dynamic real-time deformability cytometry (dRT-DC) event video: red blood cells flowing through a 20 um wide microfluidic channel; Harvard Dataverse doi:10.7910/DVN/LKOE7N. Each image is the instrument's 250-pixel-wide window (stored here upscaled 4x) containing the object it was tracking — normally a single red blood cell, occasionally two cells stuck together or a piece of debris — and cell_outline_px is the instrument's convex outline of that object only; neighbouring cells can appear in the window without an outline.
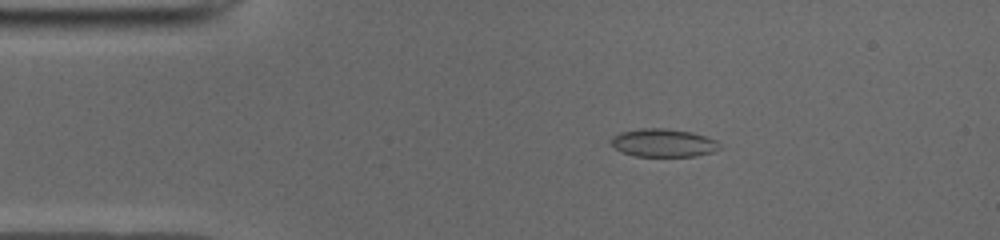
{"species": "common noctule bat (a hibernating species)", "species_latin": "Nyctalus noctula", "temperature_condition": "cold", "stored_images_in_passage": 42, "camera_frame_rate_fps": 3000, "um_per_image_px": 0.085, "animal": {"sex": "male", "body_mass_g": 19.0, "forearm_length_mm": 50.8}, "frame": {"image": 1, "passage_image": 1, "time_ms": 0.0, "image_size_px": [1000, 240], "cell_outline_px": [[720, 148], [712, 152], [696, 156], [636, 156], [620, 152], [612, 144], [612, 136], [620, 132], [640, 128], [664, 128], [692, 132], [716, 140], [720, 144]], "centroid_in_image_um": [56.38, 12.14], "position_along_channel_um": 28.6, "area_um2": 17.74}}
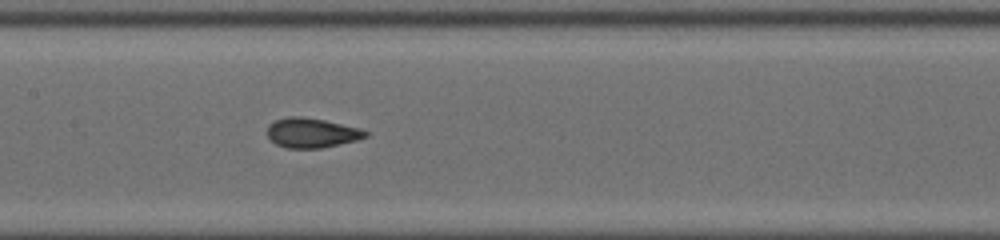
{"frame": {"image": 2, "passage_image": 16, "time_ms": 5.0, "image_size_px": [1000, 240], "cell_outline_px": [[368, 136], [356, 140], [340, 144], [320, 148], [284, 148], [276, 144], [268, 136], [268, 124], [276, 120], [292, 116], [300, 116], [324, 120], [360, 128], [368, 132]], "centroid_in_image_um": [26.49, 11.29], "position_along_channel_um": 180.9, "area_um2": 16.88}}
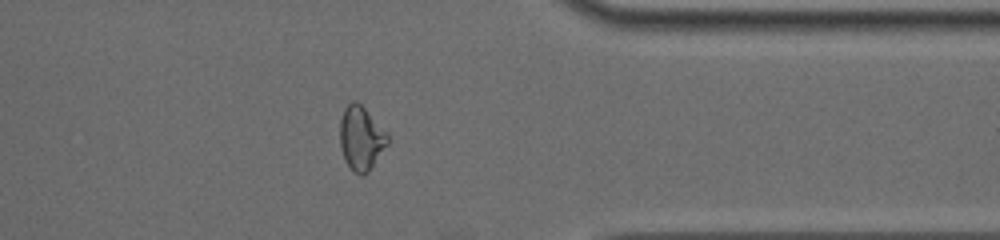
{"frame": {"image": 3, "passage_image": 32, "time_ms": 10.333, "image_size_px": [1000, 240], "cell_outline_px": [[388, 144], [368, 172], [364, 176], [360, 176], [352, 172], [344, 160], [340, 148], [340, 120], [344, 108], [352, 100], [356, 100], [388, 132]], "centroid_in_image_um": [30.68, 11.77], "position_along_channel_um": 380.7, "area_um2": 18.03}, "authors_computed_cell_mechanics": {"area_um2": 17.34, "velocity_mm_per_s": 3.9717, "shape_relaxation_time_tau1_ms": null, "shape_relaxation_time_tau2_ms": 1.1116, "deformation_change_tau1": null, "deformation_change_tau2": 0.0626}}